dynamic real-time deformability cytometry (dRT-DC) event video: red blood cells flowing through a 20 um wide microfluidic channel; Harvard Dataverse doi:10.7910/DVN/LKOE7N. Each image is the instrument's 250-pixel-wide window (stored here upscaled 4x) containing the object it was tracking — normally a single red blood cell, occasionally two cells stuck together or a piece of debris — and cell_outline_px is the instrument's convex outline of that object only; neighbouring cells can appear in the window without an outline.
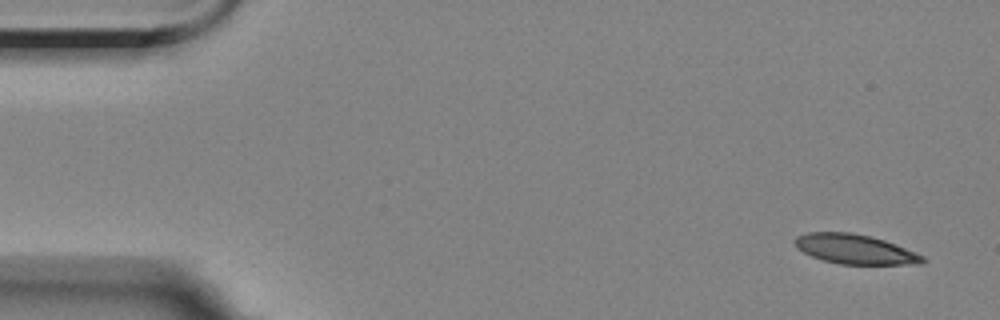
{"species": "Egyptian fruit bat (a non-hibernating species)", "species_latin": "Rousettus aegyptiacus", "temperature_condition": "room temperature", "stored_images_in_passage": 6, "camera_frame_rate_fps": 3000, "um_per_image_px": 0.085, "animal": {"sex": "female"}, "frame": {"image": 1, "passage_image": 1, "time_ms": 0.0, "image_size_px": [1000, 320], "cell_outline_px": [[928, 260], [920, 264], [840, 264], [824, 260], [812, 256], [796, 248], [792, 240], [796, 236], [808, 232], [852, 232], [872, 236], [896, 244], [916, 252], [924, 256]], "centroid_in_image_um": [72.68, 21.17], "position_along_channel_um": 12.3, "area_um2": 22.25}}
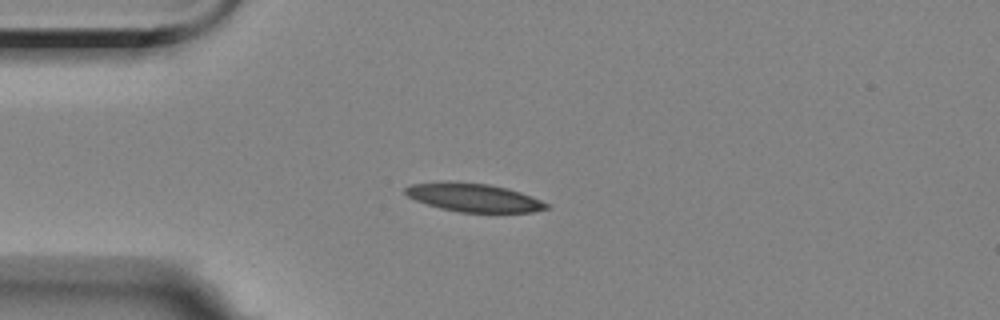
{"frame": {"image": 2, "passage_image": 4, "time_ms": 3.667, "image_size_px": [1000, 320], "cell_outline_px": [[548, 208], [532, 212], [460, 212], [440, 208], [416, 200], [408, 196], [404, 192], [404, 188], [412, 184], [488, 184], [508, 188], [532, 196], [548, 204]], "centroid_in_image_um": [40.34, 16.83], "position_along_channel_um": 44.7, "area_um2": 22.25}}
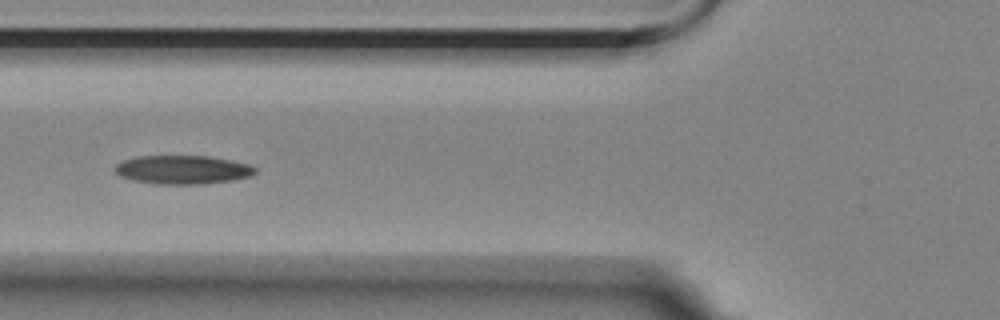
{"frame": {"image": 3, "passage_image": 6, "time_ms": 6.0, "image_size_px": [1000, 320], "cell_outline_px": [[256, 172], [252, 176], [236, 180], [204, 184], [156, 184], [132, 180], [120, 176], [112, 168], [116, 164], [124, 160], [136, 156], [208, 156], [232, 160], [248, 164], [256, 168]], "centroid_in_image_um": [15.54, 14.43], "position_along_channel_um": 110.3, "area_um2": 23.7}}